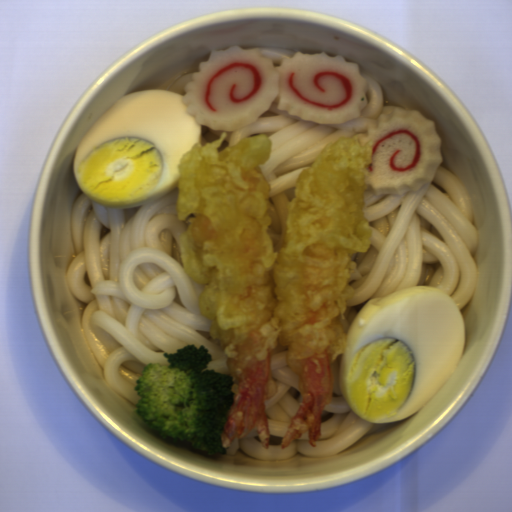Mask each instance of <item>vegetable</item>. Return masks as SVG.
<instances>
[{
  "label": "vegetable",
  "mask_w": 512,
  "mask_h": 512,
  "mask_svg": "<svg viewBox=\"0 0 512 512\" xmlns=\"http://www.w3.org/2000/svg\"><path fill=\"white\" fill-rule=\"evenodd\" d=\"M163 357L169 365L148 363L136 380L137 414L162 439L189 441L205 455H225L222 432L236 394L232 375L208 369L213 357L203 345L189 344Z\"/></svg>",
  "instance_id": "1"
}]
</instances>
